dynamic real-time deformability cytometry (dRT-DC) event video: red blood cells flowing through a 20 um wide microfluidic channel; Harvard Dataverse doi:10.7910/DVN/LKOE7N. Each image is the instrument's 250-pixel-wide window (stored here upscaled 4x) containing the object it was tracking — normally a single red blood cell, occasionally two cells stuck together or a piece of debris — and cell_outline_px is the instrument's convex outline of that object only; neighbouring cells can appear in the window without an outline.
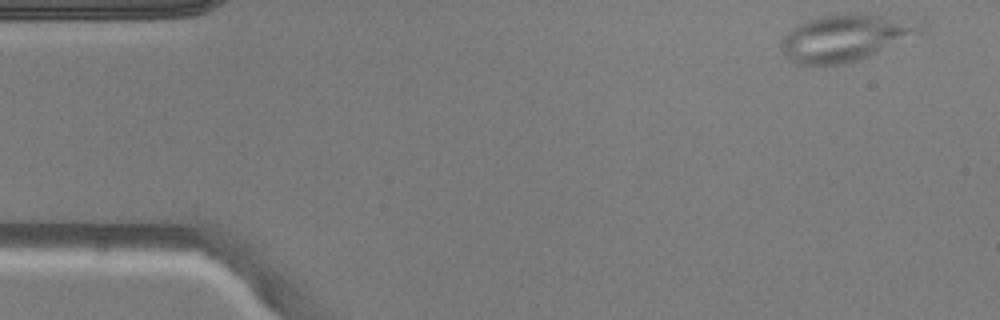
{"species": "common noctule bat (a hibernating species)", "species_latin": "Nyctalus noctula", "temperature_condition": "warm", "stored_images_in_passage": 3, "camera_frame_rate_fps": 3000, "um_per_image_px": 0.085, "animal": {"sex": "male", "body_mass_g": 20.5, "forearm_length_mm": 52.5}, "frame": {"image": 1, "passage_image": 1, "time_ms": 0.0, "image_size_px": [1000, 320], "cell_outline_px": [[928, 32], [868, 56], [844, 64], [796, 64], [784, 52], [780, 44], [784, 36], [792, 28], [808, 20], [824, 16], [924, 16]], "centroid_in_image_um": [72.11, 3.19], "position_along_channel_um": 12.9, "area_um2": 37.97}}